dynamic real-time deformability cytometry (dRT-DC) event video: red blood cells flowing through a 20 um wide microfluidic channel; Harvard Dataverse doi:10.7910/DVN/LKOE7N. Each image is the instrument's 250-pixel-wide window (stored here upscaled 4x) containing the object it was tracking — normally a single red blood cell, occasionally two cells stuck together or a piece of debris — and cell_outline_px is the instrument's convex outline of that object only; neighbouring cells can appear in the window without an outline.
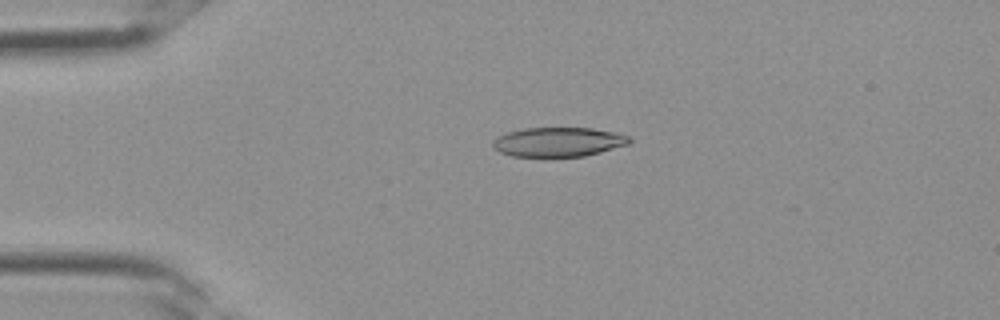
{"species": "Egyptian fruit bat (a non-hibernating species)", "species_latin": "Rousettus aegyptiacus", "temperature_condition": "room temperature", "stored_images_in_passage": 3, "camera_frame_rate_fps": 3000, "um_per_image_px": 0.085, "frame": {"image": 1, "passage_image": 2, "time_ms": 0.333, "image_size_px": [1000, 320], "cell_outline_px": [[632, 140], [628, 144], [600, 152], [584, 156], [544, 160], [512, 156], [500, 152], [492, 148], [492, 144], [496, 136], [508, 132], [524, 128], [592, 128], [616, 132], [628, 136]], "centroid_in_image_um": [47.4, 12.11], "position_along_channel_um": 37.6, "area_um2": 24.33}}